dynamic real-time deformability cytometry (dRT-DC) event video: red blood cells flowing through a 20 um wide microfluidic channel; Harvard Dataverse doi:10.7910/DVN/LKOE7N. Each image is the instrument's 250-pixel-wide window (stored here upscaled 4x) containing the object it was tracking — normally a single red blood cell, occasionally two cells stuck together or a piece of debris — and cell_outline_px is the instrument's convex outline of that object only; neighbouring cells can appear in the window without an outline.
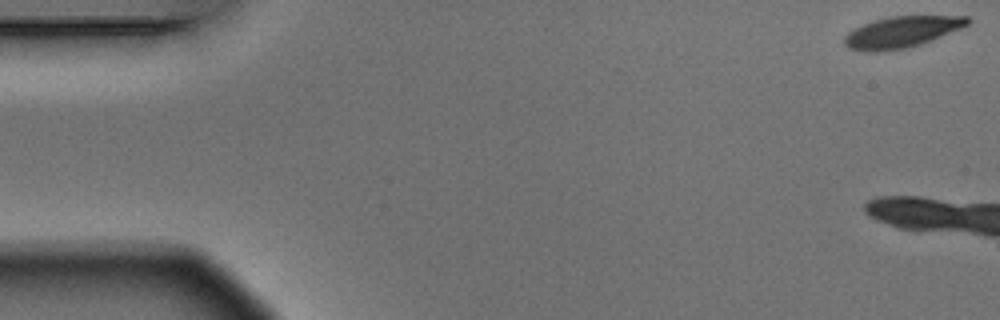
{"species": "Egyptian fruit bat (a non-hibernating species)", "species_latin": "Rousettus aegyptiacus", "temperature_condition": "warm", "stored_images_in_passage": 7, "segment_of_instrument_passage": [1, 2], "camera_frame_rate_fps": 3000, "um_per_image_px": 0.085, "animal": {"sex": "male"}, "frame": {"image": 1, "passage_image": 1, "time_ms": 0.0, "image_size_px": [1000, 320], "cell_outline_px": [[972, 20], [968, 24], [960, 28], [920, 44], [908, 48], [876, 52], [848, 48], [844, 44], [844, 36], [848, 32], [872, 20], [892, 16], [968, 16]], "centroid_in_image_um": [76.63, 2.71], "position_along_channel_um": 8.4, "area_um2": 22.14}}
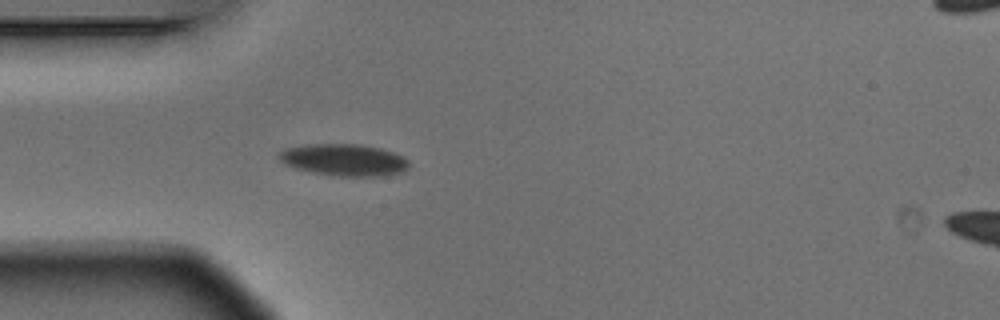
{"frame": {"image": 2, "passage_image": 6, "time_ms": 1.667, "image_size_px": [1000, 320], "cell_outline_px": [[408, 168], [400, 172], [380, 176], [340, 176], [312, 172], [296, 168], [284, 164], [280, 160], [280, 152], [288, 148], [308, 144], [360, 144], [380, 148], [404, 156], [408, 160]], "centroid_in_image_um": [29.26, 13.59], "position_along_channel_um": 55.7, "area_um2": 23.87}}